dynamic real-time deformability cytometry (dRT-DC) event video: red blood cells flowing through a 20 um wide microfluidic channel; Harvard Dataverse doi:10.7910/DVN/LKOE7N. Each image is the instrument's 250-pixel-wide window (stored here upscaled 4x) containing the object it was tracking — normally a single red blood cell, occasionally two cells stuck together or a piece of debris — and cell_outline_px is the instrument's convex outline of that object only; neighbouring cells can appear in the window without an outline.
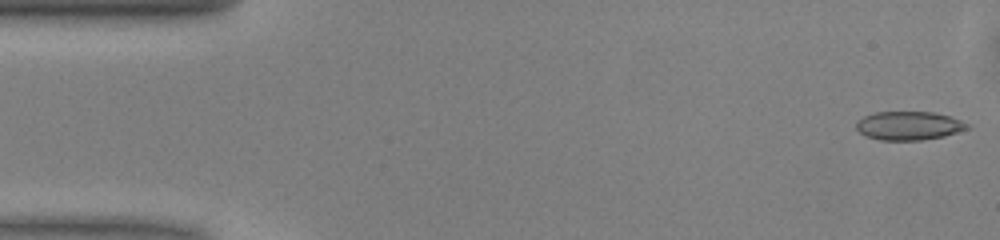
{"species": "common noctule bat (a hibernating species)", "species_latin": "Nyctalus noctula", "temperature_condition": "warm", "stored_images_in_passage": 8, "camera_frame_rate_fps": 3000, "um_per_image_px": 0.085, "animal": {"sex": "male", "body_mass_g": 13.0, "forearm_length_mm": 53.1}, "frame": {"image": 1, "passage_image": 1, "time_ms": 0.0, "image_size_px": [1000, 240], "cell_outline_px": [[972, 128], [944, 136], [924, 140], [880, 140], [864, 136], [856, 128], [856, 120], [864, 116], [876, 112], [936, 112], [960, 120], [968, 124]], "centroid_in_image_um": [77.25, 10.69], "position_along_channel_um": 7.8, "area_um2": 18.67}}